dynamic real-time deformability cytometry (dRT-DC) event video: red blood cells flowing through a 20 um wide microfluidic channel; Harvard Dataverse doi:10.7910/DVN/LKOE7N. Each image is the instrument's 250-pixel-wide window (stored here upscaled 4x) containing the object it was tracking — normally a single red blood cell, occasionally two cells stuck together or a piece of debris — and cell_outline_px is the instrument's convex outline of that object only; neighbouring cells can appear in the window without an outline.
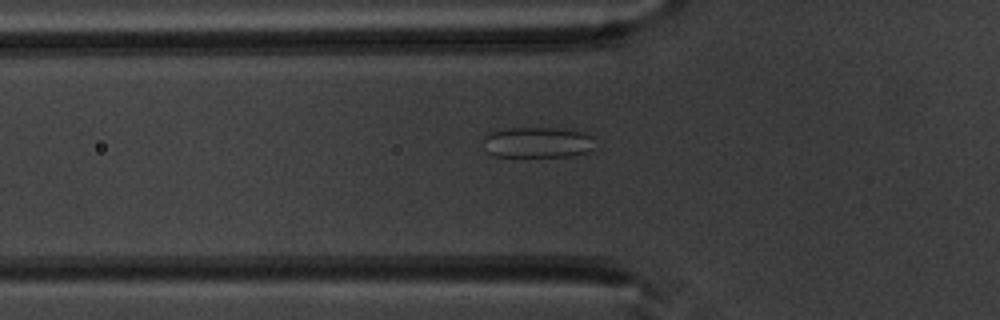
{"species": "common noctule bat (a hibernating species)", "species_latin": "Nyctalus noctula", "temperature_condition": "warm", "stored_images_in_passage": 51, "camera_frame_rate_fps": 3000, "um_per_image_px": 0.085, "animal": {"sex": "male", "body_mass_g": 20.1, "forearm_length_mm": 53.5}, "frame": {"image": 1, "passage_image": 18, "time_ms": 5.667, "image_size_px": [1000, 320], "cell_outline_px": [[592, 148], [588, 152], [572, 156], [492, 156], [488, 152], [484, 140], [484, 136], [488, 132], [508, 128], [564, 128], [584, 132], [592, 136]], "centroid_in_image_um": [45.69, 12.09], "position_along_channel_um": 80.1, "area_um2": 20.0}}
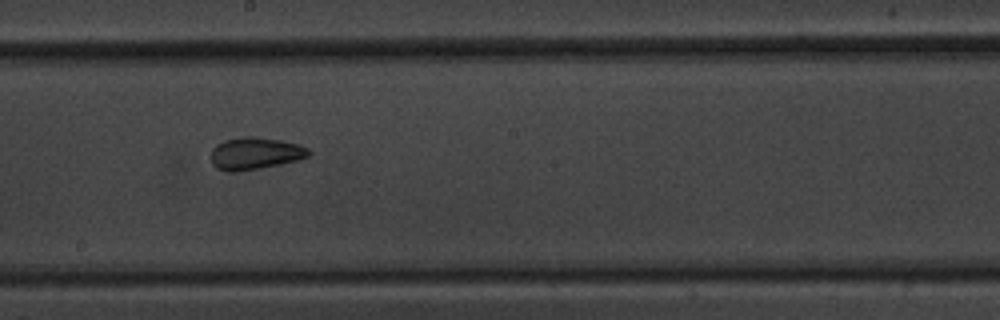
{"frame": {"image": 2, "passage_image": 29, "time_ms": 9.333, "image_size_px": [1000, 320], "cell_outline_px": [[312, 152], [308, 156], [300, 160], [260, 168], [236, 172], [228, 172], [216, 168], [212, 164], [212, 148], [216, 144], [224, 140], [240, 136], [252, 136], [280, 140], [300, 144], [308, 148]], "centroid_in_image_um": [21.69, 13.03], "position_along_channel_um": 226.5, "area_um2": 18.55}}
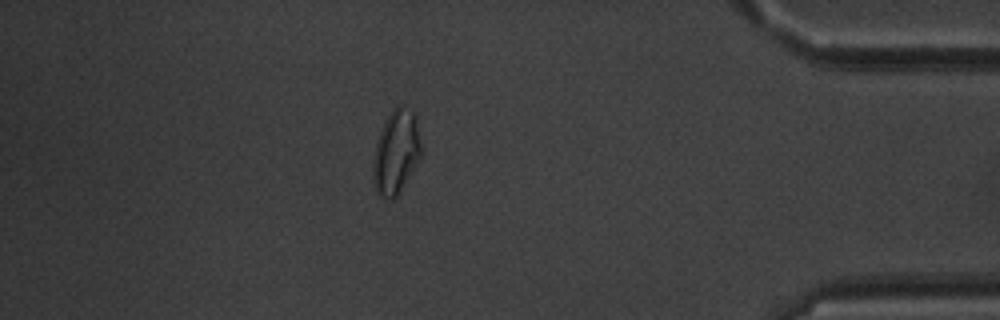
{"frame": {"image": 3, "passage_image": 45, "time_ms": 14.667, "image_size_px": [1000, 320], "cell_outline_px": [[420, 156], [412, 172], [396, 196], [392, 200], [380, 196], [376, 192], [372, 180], [372, 160], [376, 144], [384, 120], [392, 108], [396, 104], [400, 104], [412, 112], [416, 116], [420, 144]], "centroid_in_image_um": [33.62, 12.92], "position_along_channel_um": 401.6, "area_um2": 23.52}, "authors_computed_cell_mechanics": {"area_um2": 22.4264, "velocity_mm_per_s": 3.9664, "shape_relaxation_time_tau1_ms": 7.1067, "shape_relaxation_time_tau2_ms": 1.3342, "deformation_change_tau1": 0.1296, "deformation_change_tau2": 0.0806}}